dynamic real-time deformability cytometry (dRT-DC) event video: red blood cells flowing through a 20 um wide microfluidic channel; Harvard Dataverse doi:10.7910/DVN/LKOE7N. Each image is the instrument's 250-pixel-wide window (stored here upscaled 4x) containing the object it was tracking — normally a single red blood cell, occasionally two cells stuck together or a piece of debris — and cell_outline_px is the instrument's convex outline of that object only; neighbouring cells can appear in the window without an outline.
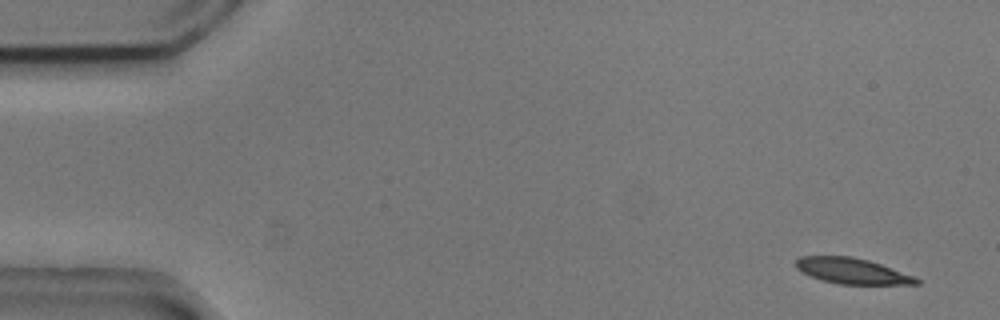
{"species": "common noctule bat (a hibernating species)", "species_latin": "Nyctalus noctula", "temperature_condition": "cold", "stored_images_in_passage": 4, "camera_frame_rate_fps": 3000, "um_per_image_px": 0.085, "animal": {"sex": "male", "body_mass_g": 20.5, "forearm_length_mm": 52.5}, "frame": {"image": 1, "passage_image": 1, "time_ms": 0.0, "image_size_px": [1000, 320], "cell_outline_px": [[920, 284], [840, 284], [824, 280], [812, 276], [796, 268], [796, 260], [800, 256], [852, 256], [868, 260], [916, 276], [920, 280]], "centroid_in_image_um": [72.48, 23.03], "position_along_channel_um": 12.5, "area_um2": 17.86}}